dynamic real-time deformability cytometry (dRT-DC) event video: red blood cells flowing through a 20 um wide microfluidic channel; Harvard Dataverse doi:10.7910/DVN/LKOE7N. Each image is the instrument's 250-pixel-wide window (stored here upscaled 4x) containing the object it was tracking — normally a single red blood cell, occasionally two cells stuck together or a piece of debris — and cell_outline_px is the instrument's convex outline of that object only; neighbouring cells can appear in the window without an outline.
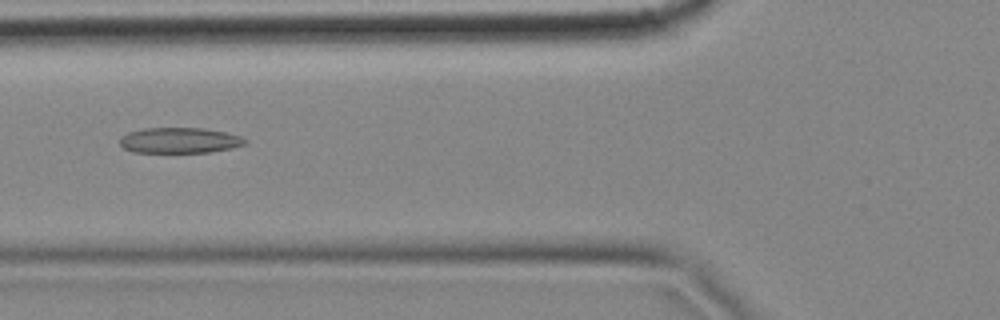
{"species": "common noctule bat (a hibernating species)", "species_latin": "Nyctalus noctula", "temperature_condition": "cold", "stored_images_in_passage": 14, "camera_frame_rate_fps": 3000, "um_per_image_px": 0.085, "animal": {"sex": "female", "body_mass_g": 18.4}, "frame": {"image": 1, "passage_image": 5, "time_ms": 1.333, "image_size_px": [1000, 320], "cell_outline_px": [[248, 140], [244, 144], [232, 148], [208, 152], [132, 152], [124, 148], [120, 144], [120, 136], [128, 132], [144, 128], [204, 128], [228, 132], [240, 136]], "centroid_in_image_um": [15.26, 11.92], "position_along_channel_um": 110.5, "area_um2": 18.73}}